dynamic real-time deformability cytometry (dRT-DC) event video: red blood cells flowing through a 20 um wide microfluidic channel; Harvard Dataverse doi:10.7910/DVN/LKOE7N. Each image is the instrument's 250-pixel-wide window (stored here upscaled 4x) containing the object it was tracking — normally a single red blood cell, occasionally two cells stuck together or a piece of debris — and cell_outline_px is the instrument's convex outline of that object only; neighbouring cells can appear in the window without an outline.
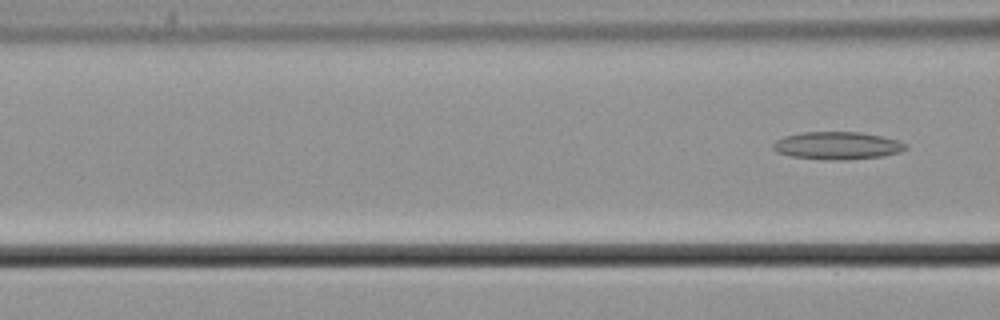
{"species": "common noctule bat (a hibernating species)", "species_latin": "Nyctalus noctula", "temperature_condition": "cold", "stored_images_in_passage": 7, "segment_of_instrument_passage": [2, 2], "camera_frame_rate_fps": 3000, "um_per_image_px": 0.085, "animal": {"sex": "male", "body_mass_g": 21.5, "forearm_length_mm": 52.0}, "frame": {"image": 1, "passage_image": 7, "time_ms": 2.0, "image_size_px": [1000, 320], "cell_outline_px": [[908, 148], [900, 152], [884, 156], [848, 160], [824, 160], [792, 156], [776, 152], [772, 148], [772, 144], [776, 140], [784, 136], [800, 132], [860, 132], [880, 136], [896, 140], [908, 144]], "centroid_in_image_um": [71.16, 12.38], "position_along_channel_um": 95.4, "area_um2": 21.56}}